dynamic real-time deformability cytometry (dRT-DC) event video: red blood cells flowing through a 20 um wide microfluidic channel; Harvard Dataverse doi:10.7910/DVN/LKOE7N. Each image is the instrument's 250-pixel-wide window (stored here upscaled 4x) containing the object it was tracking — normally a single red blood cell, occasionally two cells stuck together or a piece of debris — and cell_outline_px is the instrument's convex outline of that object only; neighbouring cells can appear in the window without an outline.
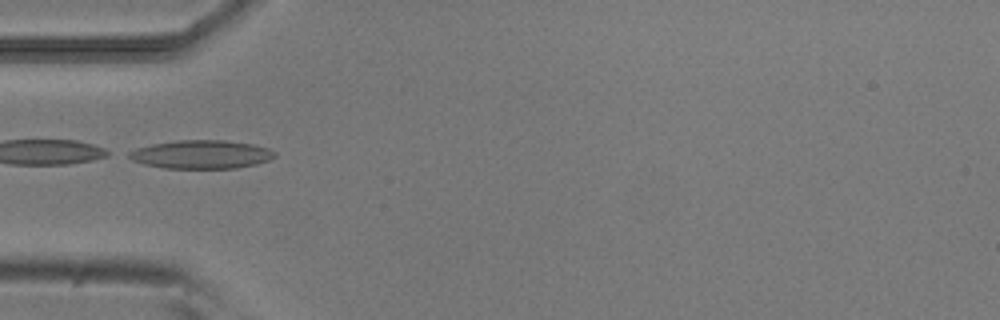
{"species": "common noctule bat (a hibernating species)", "species_latin": "Nyctalus noctula", "temperature_condition": "room temperature", "stored_images_in_passage": 3, "camera_frame_rate_fps": 3000, "um_per_image_px": 0.085, "animal": {"sex": "male", "body_mass_g": 20.5, "forearm_length_mm": 52.5}, "frame": {"image": 1, "passage_image": 1, "time_ms": 0.0, "image_size_px": [1000, 320], "cell_outline_px": [[276, 156], [268, 160], [256, 164], [236, 168], [164, 168], [144, 164], [132, 160], [124, 156], [128, 152], [136, 148], [152, 144], [176, 140], [224, 140], [252, 144], [268, 148], [276, 152]], "centroid_in_image_um": [17.08, 13.12], "position_along_channel_um": 67.9, "area_um2": 24.28}}